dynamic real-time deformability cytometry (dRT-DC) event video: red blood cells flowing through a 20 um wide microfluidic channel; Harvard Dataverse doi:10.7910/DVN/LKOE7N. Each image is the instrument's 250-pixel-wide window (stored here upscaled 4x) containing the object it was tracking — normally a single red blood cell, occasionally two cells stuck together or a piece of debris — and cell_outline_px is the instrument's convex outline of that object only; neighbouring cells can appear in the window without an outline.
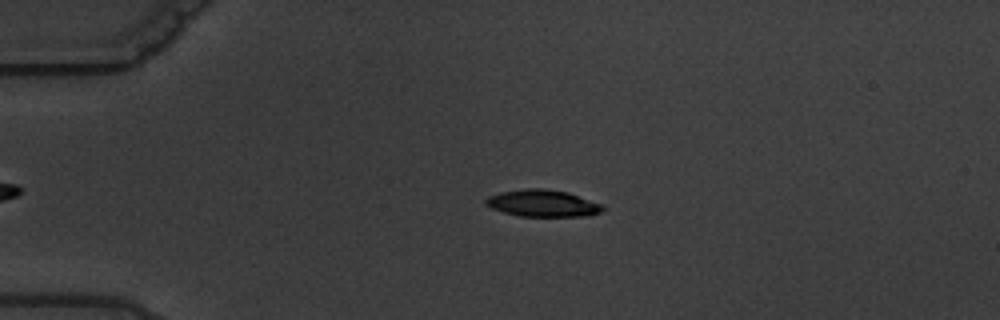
{"species": "common noctule bat (a hibernating species)", "species_latin": "Nyctalus noctula", "temperature_condition": "warm", "stored_images_in_passage": 6, "camera_frame_rate_fps": 3000, "um_per_image_px": 0.085, "animal": {"sex": "male", "body_mass_g": 19.5, "forearm_length_mm": 54.6}, "frame": {"image": 1, "passage_image": 4, "time_ms": 3.333, "image_size_px": [1000, 320], "cell_outline_px": [[608, 208], [600, 212], [588, 216], [520, 216], [504, 212], [492, 208], [484, 204], [484, 200], [488, 196], [500, 192], [528, 188], [544, 188], [568, 192], [604, 204]], "centroid_in_image_um": [46.17, 17.27], "position_along_channel_um": 38.8, "area_um2": 18.55}}